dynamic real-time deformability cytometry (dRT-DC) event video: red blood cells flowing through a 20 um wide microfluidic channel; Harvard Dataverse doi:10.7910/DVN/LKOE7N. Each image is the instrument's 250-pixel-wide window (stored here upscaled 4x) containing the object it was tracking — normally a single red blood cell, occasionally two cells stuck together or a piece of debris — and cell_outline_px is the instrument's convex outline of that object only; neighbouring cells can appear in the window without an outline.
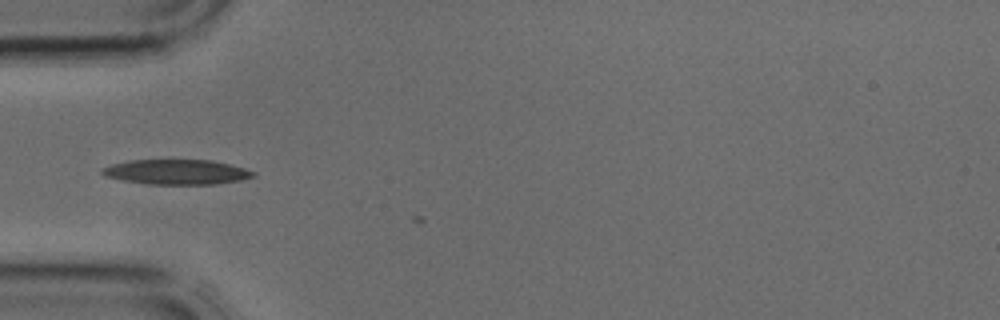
{"species": "common noctule bat (a hibernating species)", "species_latin": "Nyctalus noctula", "temperature_condition": "cold", "stored_images_in_passage": 2, "camera_frame_rate_fps": 3000, "um_per_image_px": 0.085, "animal": {"sex": "male", "body_mass_g": 17.9, "forearm_length_mm": 54.2}, "frame": {"image": 1, "passage_image": 1, "time_ms": 0.0, "image_size_px": [1000, 320], "cell_outline_px": [[256, 176], [240, 180], [216, 184], [148, 184], [124, 180], [104, 176], [100, 172], [100, 168], [112, 164], [128, 160], [212, 160], [244, 168], [256, 172]], "centroid_in_image_um": [14.99, 14.61], "position_along_channel_um": 70.0, "area_um2": 21.96}}